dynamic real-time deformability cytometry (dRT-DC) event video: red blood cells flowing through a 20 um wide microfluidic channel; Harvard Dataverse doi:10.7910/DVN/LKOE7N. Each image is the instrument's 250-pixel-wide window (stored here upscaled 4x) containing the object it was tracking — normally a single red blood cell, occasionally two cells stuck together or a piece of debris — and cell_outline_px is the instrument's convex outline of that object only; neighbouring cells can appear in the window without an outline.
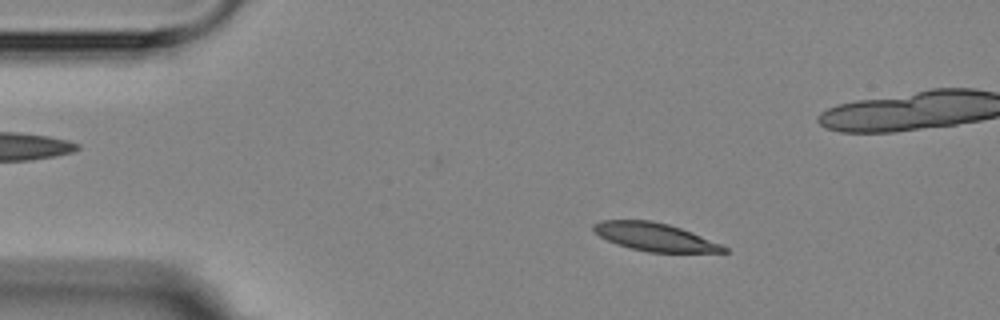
{"species": "Egyptian fruit bat (a non-hibernating species)", "species_latin": "Rousettus aegyptiacus", "temperature_condition": "room temperature", "stored_images_in_passage": 4, "camera_frame_rate_fps": 3000, "um_per_image_px": 0.085, "animal": {"sex": "female"}, "frame": {"image": 1, "passage_image": 1, "time_ms": 0.0, "image_size_px": [1000, 320], "cell_outline_px": [[728, 252], [648, 252], [616, 244], [600, 236], [592, 228], [592, 224], [600, 220], [652, 220], [668, 224], [692, 232], [720, 244], [728, 248]], "centroid_in_image_um": [55.64, 20.13], "position_along_channel_um": 29.4, "area_um2": 21.1}}